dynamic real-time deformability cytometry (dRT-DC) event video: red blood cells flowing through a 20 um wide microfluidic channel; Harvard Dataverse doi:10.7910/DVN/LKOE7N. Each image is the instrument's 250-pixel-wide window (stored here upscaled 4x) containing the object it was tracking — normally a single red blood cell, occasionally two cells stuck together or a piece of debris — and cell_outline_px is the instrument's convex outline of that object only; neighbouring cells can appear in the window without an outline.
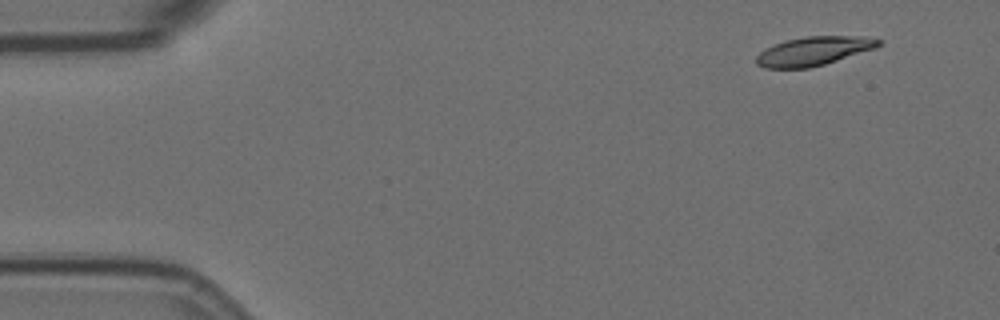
{"species": "Egyptian fruit bat (a non-hibernating species)", "species_latin": "Rousettus aegyptiacus", "temperature_condition": "room temperature", "stored_images_in_passage": 54, "camera_frame_rate_fps": 3000, "um_per_image_px": 0.085, "animal": {"sex": "female"}, "frame": {"image": 1, "passage_image": 1, "time_ms": 0.0, "image_size_px": [1000, 320], "cell_outline_px": [[884, 44], [876, 48], [824, 64], [808, 68], [764, 68], [756, 64], [756, 56], [760, 52], [776, 44], [788, 40], [804, 36], [864, 36], [884, 40]], "centroid_in_image_um": [69.22, 4.33], "position_along_channel_um": 15.8, "area_um2": 20.52}}
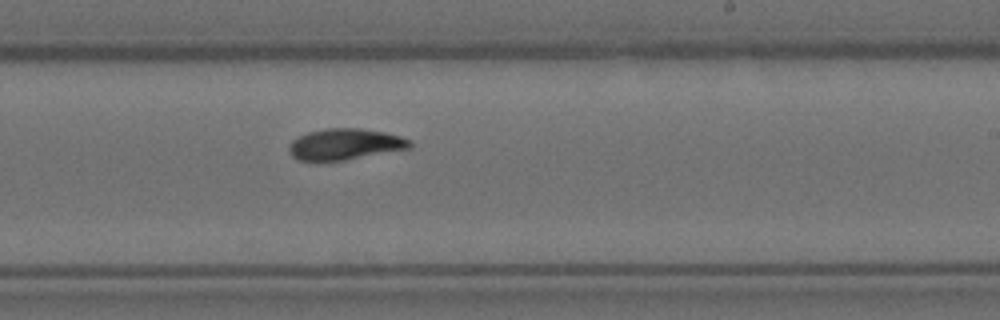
{"frame": {"image": 2, "passage_image": 31, "time_ms": 10.0, "image_size_px": [1000, 320], "cell_outline_px": [[412, 148], [344, 160], [296, 160], [288, 152], [288, 144], [292, 140], [308, 132], [328, 128], [360, 128], [384, 132], [400, 136], [412, 140]], "centroid_in_image_um": [29.33, 12.25], "position_along_channel_um": 259.7, "area_um2": 21.96}}
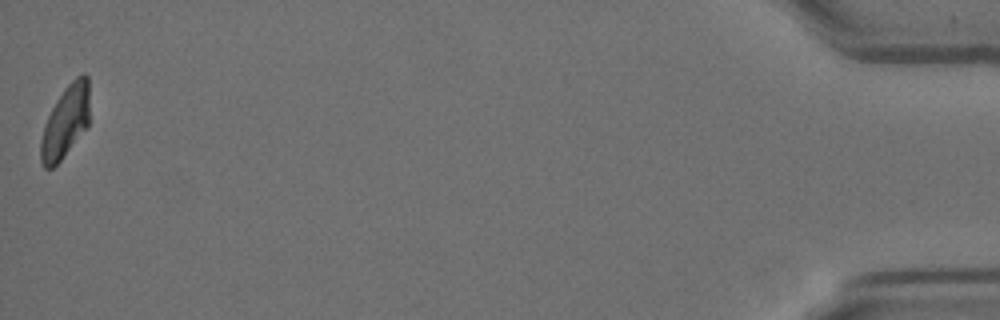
{"frame": {"image": 3, "passage_image": 54, "time_ms": 17.667, "image_size_px": [1000, 320], "cell_outline_px": [[88, 128], [60, 160], [52, 168], [44, 168], [40, 160], [40, 140], [44, 124], [56, 100], [64, 88], [76, 76], [84, 72], [88, 76]], "centroid_in_image_um": [5.55, 10.35], "position_along_channel_um": 429.6, "area_um2": 20.58}, "authors_computed_cell_mechanics": {"area_um2": 21.8484, "velocity_mm_per_s": 3.484, "shape_relaxation_time_tau1_ms": 4.9094, "shape_relaxation_time_tau2_ms": 2.4962, "deformation_change_tau1": 0.1813, "deformation_change_tau2": 0.0607}}